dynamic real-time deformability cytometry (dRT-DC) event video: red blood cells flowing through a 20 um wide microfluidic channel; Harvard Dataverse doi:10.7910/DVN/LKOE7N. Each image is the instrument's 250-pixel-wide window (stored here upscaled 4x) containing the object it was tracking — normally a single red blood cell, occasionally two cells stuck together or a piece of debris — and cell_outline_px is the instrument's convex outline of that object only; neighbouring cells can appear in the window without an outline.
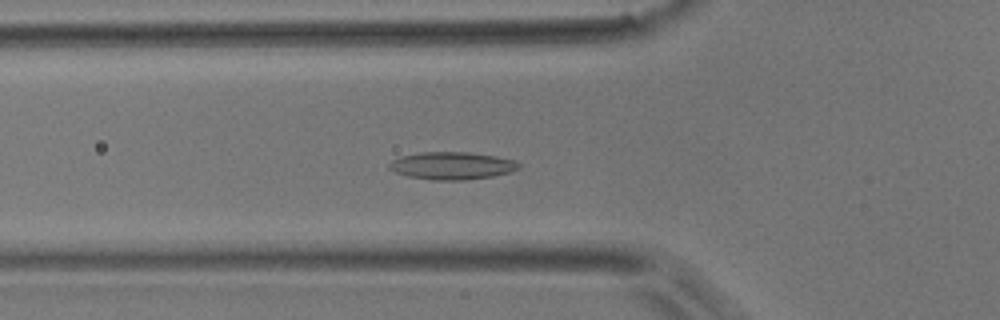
{"species": "common noctule bat (a hibernating species)", "species_latin": "Nyctalus noctula", "temperature_condition": "room temperature", "stored_images_in_passage": 40, "camera_frame_rate_fps": 3000, "um_per_image_px": 0.085, "animal": {"sex": "male", "body_mass_g": 17.9}, "frame": {"image": 1, "passage_image": 7, "time_ms": 2.0, "image_size_px": [1000, 320], "cell_outline_px": [[520, 168], [512, 172], [492, 176], [464, 180], [432, 180], [408, 176], [396, 172], [388, 168], [388, 164], [392, 160], [400, 156], [420, 152], [468, 152], [496, 156], [516, 160], [520, 164]], "centroid_in_image_um": [38.43, 14.08], "position_along_channel_um": 87.4, "area_um2": 20.92}}
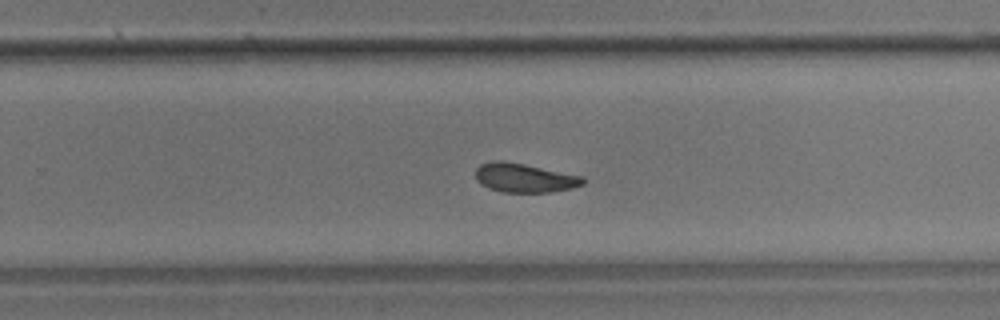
{"frame": {"image": 2, "passage_image": 22, "time_ms": 7.0, "image_size_px": [1000, 320], "cell_outline_px": [[584, 184], [572, 188], [552, 192], [500, 192], [488, 188], [480, 184], [476, 180], [476, 168], [480, 164], [492, 160], [504, 160], [584, 176]], "centroid_in_image_um": [44.55, 15.11], "position_along_channel_um": 285.2, "area_um2": 18.38}}
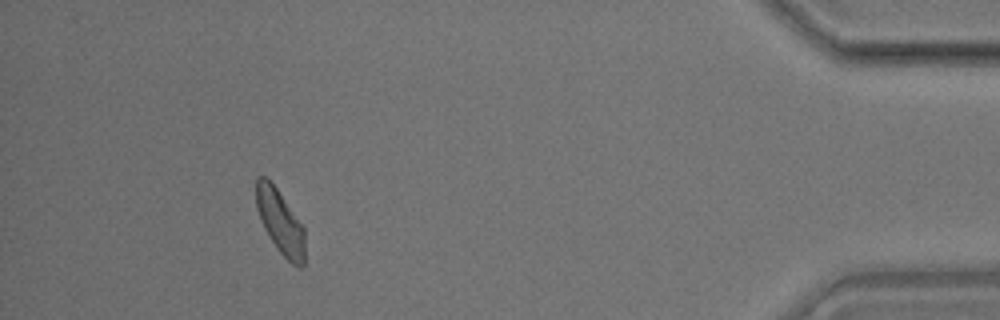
{"frame": {"image": 3, "passage_image": 36, "time_ms": 11.667, "image_size_px": [1000, 320], "cell_outline_px": [[304, 268], [300, 268], [292, 264], [276, 248], [264, 228], [260, 220], [256, 208], [256, 176], [264, 176], [276, 188], [304, 228]], "centroid_in_image_um": [23.8, 18.89], "position_along_channel_um": 411.4, "area_um2": 17.98}, "authors_computed_cell_mechanics": {"area_um2": 18.6116, "velocity_mm_per_s": 3.9535, "shape_relaxation_time_tau1_ms": 7.625, "shape_relaxation_time_tau2_ms": 4.9811, "deformation_change_tau1": 0.1362, "deformation_change_tau2": 0.1245}}